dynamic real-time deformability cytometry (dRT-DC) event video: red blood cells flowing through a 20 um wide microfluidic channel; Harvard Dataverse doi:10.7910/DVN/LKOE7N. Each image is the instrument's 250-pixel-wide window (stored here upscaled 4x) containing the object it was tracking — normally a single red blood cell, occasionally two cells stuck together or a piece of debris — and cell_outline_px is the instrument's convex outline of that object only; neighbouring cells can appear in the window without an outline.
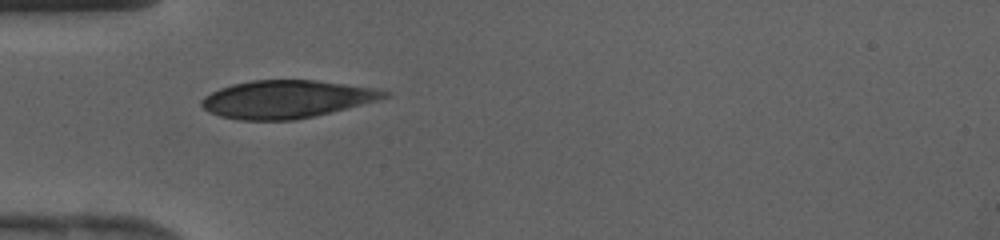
{"species": "human", "species_latin": "Homo sapiens", "temperature_condition": "cold", "stored_images_in_passage": 30, "camera_frame_rate_fps": 3000, "um_per_image_px": 0.085, "donor": {"sex": "female"}, "frame": {"image": 1, "passage_image": 1, "time_ms": 0.0, "image_size_px": [1000, 240], "cell_outline_px": [[392, 96], [296, 120], [240, 120], [220, 116], [204, 108], [200, 104], [200, 100], [204, 96], [220, 88], [232, 84], [252, 80], [316, 80], [376, 88], [392, 92]], "centroid_in_image_um": [24.35, 8.42], "position_along_channel_um": 60.7, "area_um2": 39.94}}
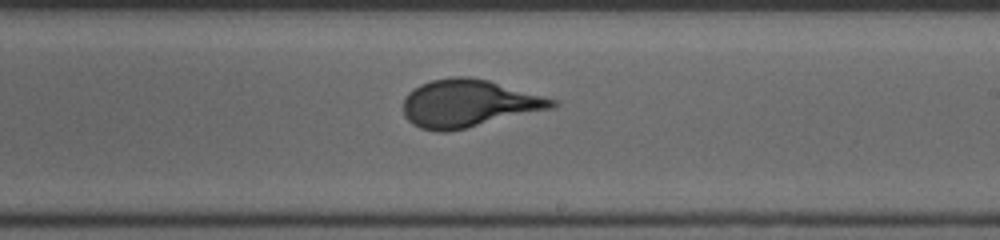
{"frame": {"image": 2, "passage_image": 13, "time_ms": 4.0, "image_size_px": [1000, 240], "cell_outline_px": [[560, 104], [556, 108], [448, 132], [436, 132], [420, 128], [412, 124], [404, 116], [404, 100], [408, 92], [412, 88], [420, 84], [432, 80], [456, 76], [468, 76], [488, 80], [556, 100]], "centroid_in_image_um": [39.83, 8.8], "position_along_channel_um": 249.2, "area_um2": 41.38}}
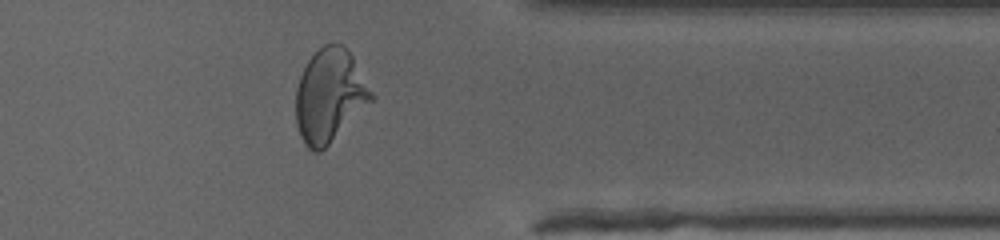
{"frame": {"image": 3, "passage_image": 22, "time_ms": 7.0, "image_size_px": [1000, 240], "cell_outline_px": [[376, 96], [320, 152], [312, 152], [304, 144], [300, 136], [296, 124], [296, 88], [300, 76], [308, 60], [324, 44], [340, 44], [352, 56]], "centroid_in_image_um": [28.0, 8.14], "position_along_channel_um": 383.4, "area_um2": 40.4}}